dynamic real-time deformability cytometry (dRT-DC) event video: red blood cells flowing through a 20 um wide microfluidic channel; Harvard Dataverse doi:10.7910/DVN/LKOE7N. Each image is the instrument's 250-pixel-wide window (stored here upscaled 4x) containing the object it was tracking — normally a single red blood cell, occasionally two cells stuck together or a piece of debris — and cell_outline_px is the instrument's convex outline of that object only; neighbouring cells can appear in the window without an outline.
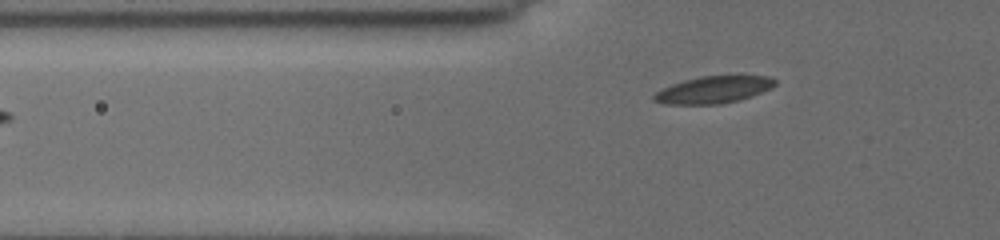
{"species": "common noctule bat (a hibernating species)", "species_latin": "Nyctalus noctula", "temperature_condition": "cold", "stored_images_in_passage": 9, "camera_frame_rate_fps": 3000, "um_per_image_px": 0.085, "animal": {"sex": "female", "body_mass_g": 19.5, "forearm_length_mm": 54.1}, "frame": {"image": 1, "passage_image": 9, "time_ms": 7.667, "image_size_px": [1000, 240], "cell_outline_px": [[776, 84], [772, 88], [752, 96], [740, 100], [720, 104], [664, 104], [652, 100], [652, 96], [656, 92], [672, 84], [684, 80], [700, 76], [740, 72], [768, 76], [776, 80]], "centroid_in_image_um": [60.74, 7.57], "position_along_channel_um": 65.1, "area_um2": 20.06}}